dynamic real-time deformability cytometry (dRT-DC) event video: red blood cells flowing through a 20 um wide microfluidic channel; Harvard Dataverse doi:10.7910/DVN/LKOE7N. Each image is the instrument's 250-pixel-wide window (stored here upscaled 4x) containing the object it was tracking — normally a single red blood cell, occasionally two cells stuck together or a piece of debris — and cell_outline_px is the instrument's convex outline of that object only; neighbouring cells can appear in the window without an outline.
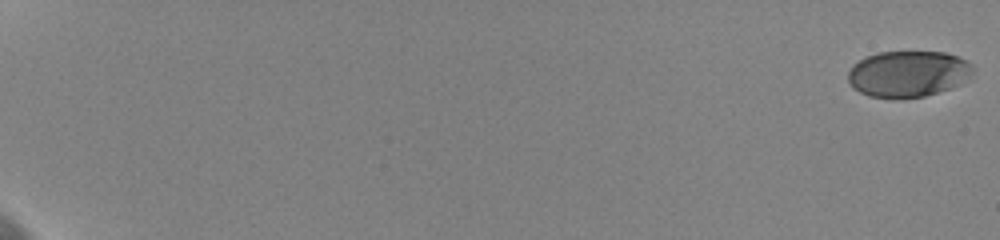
{"species": "human", "species_latin": "Homo sapiens", "temperature_condition": "cold", "stored_images_in_passage": 60, "camera_frame_rate_fps": 3000, "um_per_image_px": 0.085, "donor": {"sex": "female"}, "frame": {"image": 1, "passage_image": 1, "time_ms": 0.0, "image_size_px": [1000, 240], "cell_outline_px": [[972, 72], [968, 80], [952, 88], [924, 96], [868, 96], [852, 88], [848, 80], [848, 72], [852, 64], [864, 56], [876, 52], [944, 52], [968, 60], [972, 64]], "centroid_in_image_um": [77.18, 6.24], "position_along_channel_um": 7.8, "area_um2": 33.52}}
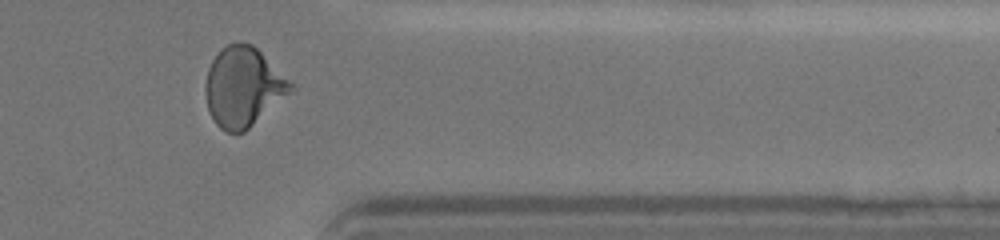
{"frame": {"image": 2, "passage_image": 52, "time_ms": 17.0, "image_size_px": [1000, 240], "cell_outline_px": [[296, 88], [292, 92], [244, 132], [228, 132], [220, 128], [216, 124], [208, 108], [204, 92], [204, 84], [208, 68], [212, 60], [220, 48], [236, 40], [240, 40], [252, 44]], "centroid_in_image_um": [20.64, 7.37], "position_along_channel_um": 390.8, "area_um2": 39.42}}
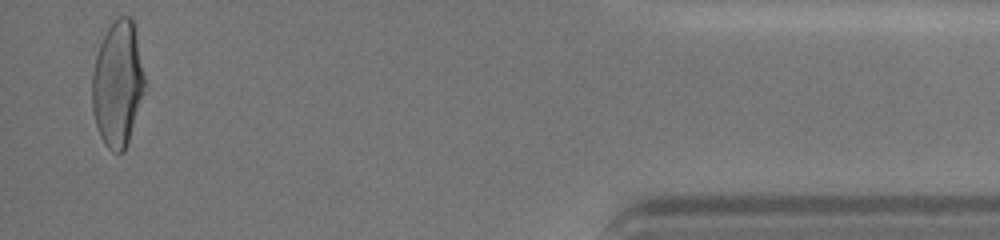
{"frame": {"image": 3, "passage_image": 59, "time_ms": 19.333, "image_size_px": [1000, 240], "cell_outline_px": [[148, 88], [124, 152], [112, 152], [104, 144], [100, 136], [96, 124], [92, 108], [92, 72], [96, 56], [100, 44], [108, 28], [120, 16], [128, 16], [132, 20], [148, 84]], "centroid_in_image_um": [10.04, 7.18], "position_along_channel_um": 425.2, "area_um2": 38.96}, "authors_computed_cell_mechanics": {"area_um2": 37.5989, "velocity_mm_per_s": 3.6068, "shape_relaxation_time_tau1_ms": 3.8538, "shape_relaxation_time_tau2_ms": 1.1235, "deformation_change_tau1": 0.1644, "deformation_change_tau2": 0.0558}}